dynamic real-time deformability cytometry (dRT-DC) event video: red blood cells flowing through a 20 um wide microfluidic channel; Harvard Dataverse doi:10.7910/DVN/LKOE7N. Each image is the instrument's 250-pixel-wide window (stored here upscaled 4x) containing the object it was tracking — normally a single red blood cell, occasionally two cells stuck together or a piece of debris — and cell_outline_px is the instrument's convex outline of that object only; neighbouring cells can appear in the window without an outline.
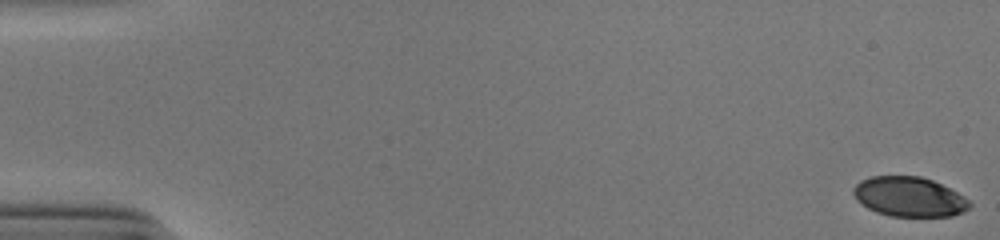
{"species": "human", "species_latin": "Homo sapiens", "temperature_condition": "cold", "stored_images_in_passage": 5, "camera_frame_rate_fps": 3000, "um_per_image_px": 0.085, "donor": {"sex": "male"}, "frame": {"image": 1, "passage_image": 1, "time_ms": 0.0, "image_size_px": [1000, 240], "cell_outline_px": [[972, 204], [964, 212], [952, 216], [892, 216], [876, 212], [868, 208], [856, 200], [852, 192], [852, 188], [860, 180], [872, 176], [920, 176], [932, 180], [956, 192], [968, 200]], "centroid_in_image_um": [77.25, 16.72], "position_along_channel_um": 7.8, "area_um2": 26.82}}